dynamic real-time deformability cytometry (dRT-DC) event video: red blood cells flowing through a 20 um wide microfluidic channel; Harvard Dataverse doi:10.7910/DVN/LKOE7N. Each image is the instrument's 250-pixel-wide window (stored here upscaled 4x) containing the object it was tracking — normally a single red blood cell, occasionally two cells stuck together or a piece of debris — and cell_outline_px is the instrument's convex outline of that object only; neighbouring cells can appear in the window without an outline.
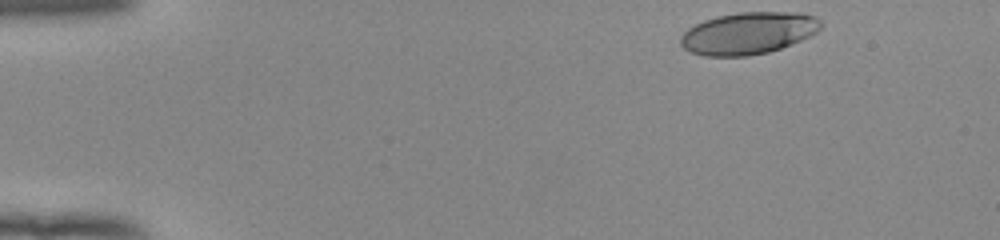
{"species": "human", "species_latin": "Homo sapiens", "temperature_condition": "room temperature", "stored_images_in_passage": 47, "camera_frame_rate_fps": 3000, "um_per_image_px": 0.085, "donor": {"sex": "female"}, "frame": {"image": 1, "passage_image": 1, "time_ms": 0.0, "image_size_px": [1000, 240], "cell_outline_px": [[824, 24], [816, 32], [800, 40], [780, 48], [768, 52], [748, 56], [704, 56], [688, 52], [680, 44], [680, 36], [688, 28], [704, 20], [716, 16], [740, 12], [800, 12], [816, 16]], "centroid_in_image_um": [63.59, 2.81], "position_along_channel_um": 21.4, "area_um2": 34.51}}
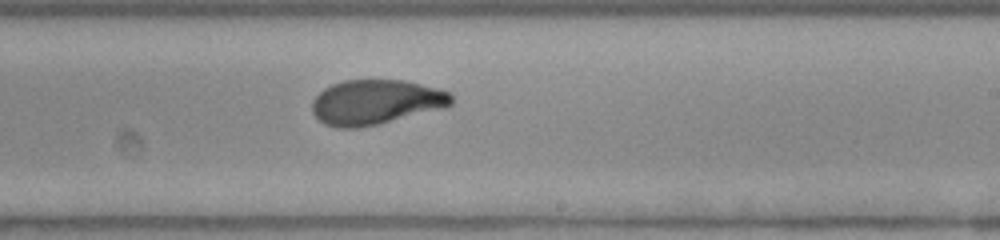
{"frame": {"image": 2, "passage_image": 27, "time_ms": 8.667, "image_size_px": [1000, 240], "cell_outline_px": [[452, 104], [448, 108], [380, 124], [356, 128], [336, 128], [324, 124], [312, 112], [312, 100], [324, 88], [332, 84], [344, 80], [404, 80], [440, 88], [448, 92], [452, 96]], "centroid_in_image_um": [31.98, 8.69], "position_along_channel_um": 257.0, "area_um2": 36.88}}
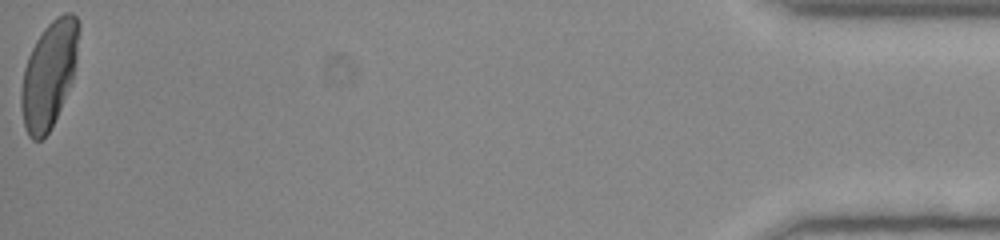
{"frame": {"image": 3, "passage_image": 47, "time_ms": 15.333, "image_size_px": [1000, 240], "cell_outline_px": [[80, 28], [76, 60], [72, 80], [60, 108], [48, 132], [40, 140], [32, 140], [28, 136], [24, 128], [20, 108], [20, 92], [24, 68], [28, 56], [36, 40], [44, 28], [56, 16], [64, 12], [72, 12], [76, 16], [80, 24]], "centroid_in_image_um": [4.15, 6.3], "position_along_channel_um": 431.1, "area_um2": 35.78}, "authors_computed_cell_mechanics": {"area_um2": 35.7782, "velocity_mm_per_s": 3.9535, "shape_relaxation_time_tau1_ms": 3.8771, "shape_relaxation_time_tau2_ms": 0.9481, "deformation_change_tau1": 0.1688, "deformation_change_tau2": 0.0622}}